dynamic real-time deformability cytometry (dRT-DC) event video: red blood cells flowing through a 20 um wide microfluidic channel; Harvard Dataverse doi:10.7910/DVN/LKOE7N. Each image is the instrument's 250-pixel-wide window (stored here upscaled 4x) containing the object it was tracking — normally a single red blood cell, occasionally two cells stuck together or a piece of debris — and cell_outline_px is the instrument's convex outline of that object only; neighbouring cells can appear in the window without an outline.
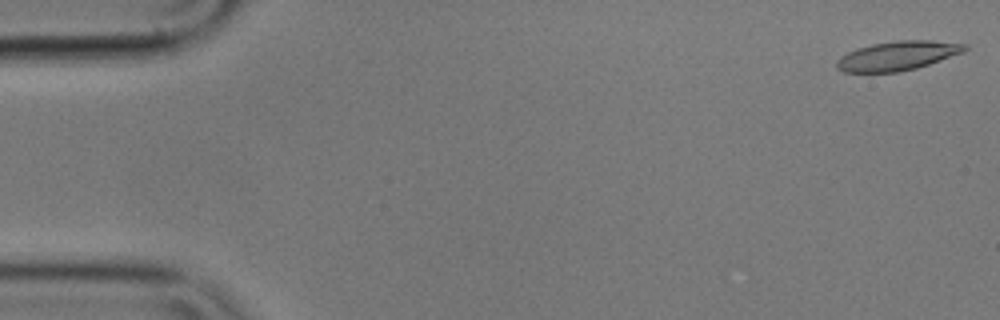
{"species": "common noctule bat (a hibernating species)", "species_latin": "Nyctalus noctula", "temperature_condition": "cold", "stored_images_in_passage": 41, "camera_frame_rate_fps": 3000, "um_per_image_px": 0.085, "animal": {"sex": "male", "body_mass_g": 17.9}, "frame": {"image": 1, "passage_image": 1, "time_ms": 0.0, "image_size_px": [1000, 320], "cell_outline_px": [[968, 48], [964, 52], [916, 68], [900, 72], [844, 72], [836, 68], [836, 60], [848, 52], [856, 48], [872, 44], [896, 40], [932, 40], [968, 44]], "centroid_in_image_um": [76.3, 4.73], "position_along_channel_um": 8.7, "area_um2": 21.85}}
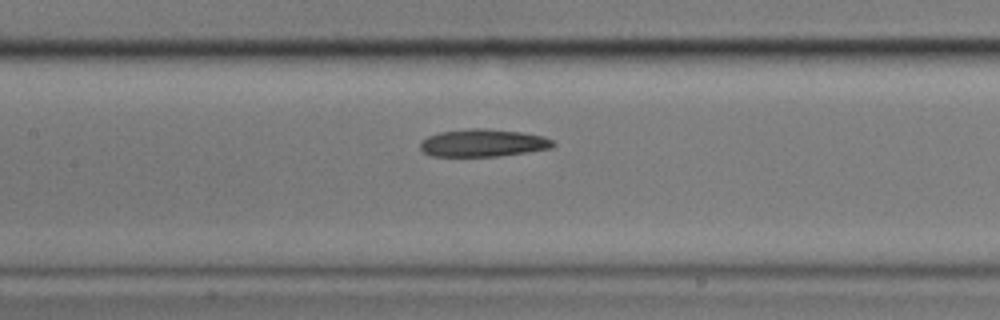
{"frame": {"image": 2, "passage_image": 25, "time_ms": 8.0, "image_size_px": [1000, 320], "cell_outline_px": [[556, 144], [552, 148], [500, 156], [432, 156], [424, 152], [420, 148], [420, 144], [428, 136], [440, 132], [472, 128], [484, 128], [520, 132], [544, 136], [552, 140]], "centroid_in_image_um": [41.08, 12.15], "position_along_channel_um": 166.3, "area_um2": 21.21}}
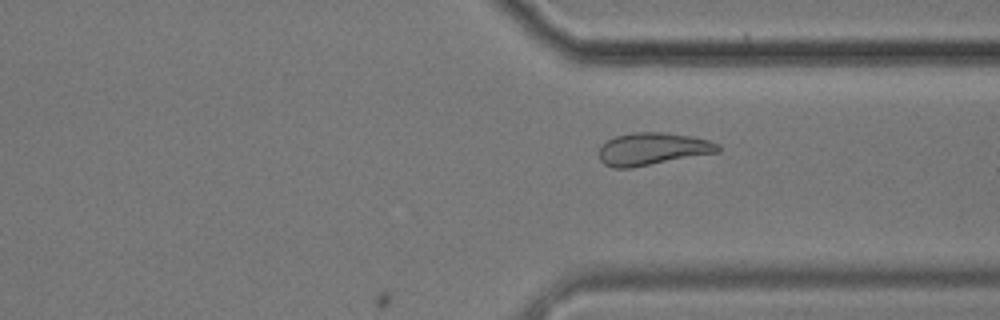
{"frame": {"image": 3, "passage_image": 41, "time_ms": 13.333, "image_size_px": [1000, 320], "cell_outline_px": [[720, 152], [632, 168], [612, 168], [604, 164], [600, 160], [600, 148], [608, 140], [616, 136], [636, 132], [660, 132], [692, 136], [708, 140], [720, 144]], "centroid_in_image_um": [55.5, 12.67], "position_along_channel_um": 355.9, "area_um2": 22.48}}